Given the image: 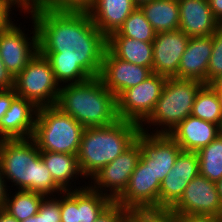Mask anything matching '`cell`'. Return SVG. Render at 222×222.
I'll use <instances>...</instances> for the list:
<instances>
[{"label": "cell", "instance_id": "obj_42", "mask_svg": "<svg viewBox=\"0 0 222 222\" xmlns=\"http://www.w3.org/2000/svg\"><path fill=\"white\" fill-rule=\"evenodd\" d=\"M0 222H19V221L2 208L0 209Z\"/></svg>", "mask_w": 222, "mask_h": 222}, {"label": "cell", "instance_id": "obj_28", "mask_svg": "<svg viewBox=\"0 0 222 222\" xmlns=\"http://www.w3.org/2000/svg\"><path fill=\"white\" fill-rule=\"evenodd\" d=\"M113 200L89 186L78 189V216L79 222H95L100 213Z\"/></svg>", "mask_w": 222, "mask_h": 222}, {"label": "cell", "instance_id": "obj_14", "mask_svg": "<svg viewBox=\"0 0 222 222\" xmlns=\"http://www.w3.org/2000/svg\"><path fill=\"white\" fill-rule=\"evenodd\" d=\"M135 141L141 149L140 158L151 159V171L160 182L175 164L182 151L169 134H152L140 131Z\"/></svg>", "mask_w": 222, "mask_h": 222}, {"label": "cell", "instance_id": "obj_23", "mask_svg": "<svg viewBox=\"0 0 222 222\" xmlns=\"http://www.w3.org/2000/svg\"><path fill=\"white\" fill-rule=\"evenodd\" d=\"M107 49L119 59L152 69L153 45L128 37H107Z\"/></svg>", "mask_w": 222, "mask_h": 222}, {"label": "cell", "instance_id": "obj_31", "mask_svg": "<svg viewBox=\"0 0 222 222\" xmlns=\"http://www.w3.org/2000/svg\"><path fill=\"white\" fill-rule=\"evenodd\" d=\"M129 215L136 222H177V214L170 208L134 209Z\"/></svg>", "mask_w": 222, "mask_h": 222}, {"label": "cell", "instance_id": "obj_12", "mask_svg": "<svg viewBox=\"0 0 222 222\" xmlns=\"http://www.w3.org/2000/svg\"><path fill=\"white\" fill-rule=\"evenodd\" d=\"M170 209L175 214L222 217V204L215 183L200 174L188 183L180 199Z\"/></svg>", "mask_w": 222, "mask_h": 222}, {"label": "cell", "instance_id": "obj_33", "mask_svg": "<svg viewBox=\"0 0 222 222\" xmlns=\"http://www.w3.org/2000/svg\"><path fill=\"white\" fill-rule=\"evenodd\" d=\"M212 54L208 64V84L222 74V25L212 34Z\"/></svg>", "mask_w": 222, "mask_h": 222}, {"label": "cell", "instance_id": "obj_29", "mask_svg": "<svg viewBox=\"0 0 222 222\" xmlns=\"http://www.w3.org/2000/svg\"><path fill=\"white\" fill-rule=\"evenodd\" d=\"M156 32L139 7H136L117 32L108 37H128L144 42H153Z\"/></svg>", "mask_w": 222, "mask_h": 222}, {"label": "cell", "instance_id": "obj_17", "mask_svg": "<svg viewBox=\"0 0 222 222\" xmlns=\"http://www.w3.org/2000/svg\"><path fill=\"white\" fill-rule=\"evenodd\" d=\"M179 29L189 38L212 35L220 26L208 0H178Z\"/></svg>", "mask_w": 222, "mask_h": 222}, {"label": "cell", "instance_id": "obj_16", "mask_svg": "<svg viewBox=\"0 0 222 222\" xmlns=\"http://www.w3.org/2000/svg\"><path fill=\"white\" fill-rule=\"evenodd\" d=\"M189 37L180 29L156 33L153 45L154 74L174 77L178 73L181 57L189 42Z\"/></svg>", "mask_w": 222, "mask_h": 222}, {"label": "cell", "instance_id": "obj_45", "mask_svg": "<svg viewBox=\"0 0 222 222\" xmlns=\"http://www.w3.org/2000/svg\"><path fill=\"white\" fill-rule=\"evenodd\" d=\"M215 185H216V189L218 191L219 199L222 204V178L218 182H216Z\"/></svg>", "mask_w": 222, "mask_h": 222}, {"label": "cell", "instance_id": "obj_19", "mask_svg": "<svg viewBox=\"0 0 222 222\" xmlns=\"http://www.w3.org/2000/svg\"><path fill=\"white\" fill-rule=\"evenodd\" d=\"M212 48V35L190 38L181 57L178 73L174 77L194 79L208 84V64Z\"/></svg>", "mask_w": 222, "mask_h": 222}, {"label": "cell", "instance_id": "obj_5", "mask_svg": "<svg viewBox=\"0 0 222 222\" xmlns=\"http://www.w3.org/2000/svg\"><path fill=\"white\" fill-rule=\"evenodd\" d=\"M203 85L204 83L194 79L167 78L160 98L150 116L140 125V131L170 134L191 115L195 97Z\"/></svg>", "mask_w": 222, "mask_h": 222}, {"label": "cell", "instance_id": "obj_34", "mask_svg": "<svg viewBox=\"0 0 222 222\" xmlns=\"http://www.w3.org/2000/svg\"><path fill=\"white\" fill-rule=\"evenodd\" d=\"M61 222H79L78 190L60 193Z\"/></svg>", "mask_w": 222, "mask_h": 222}, {"label": "cell", "instance_id": "obj_24", "mask_svg": "<svg viewBox=\"0 0 222 222\" xmlns=\"http://www.w3.org/2000/svg\"><path fill=\"white\" fill-rule=\"evenodd\" d=\"M139 8L156 33L179 29L178 0H151Z\"/></svg>", "mask_w": 222, "mask_h": 222}, {"label": "cell", "instance_id": "obj_13", "mask_svg": "<svg viewBox=\"0 0 222 222\" xmlns=\"http://www.w3.org/2000/svg\"><path fill=\"white\" fill-rule=\"evenodd\" d=\"M152 74L151 68L123 61L106 48L98 77L103 85L118 97L123 91L137 86Z\"/></svg>", "mask_w": 222, "mask_h": 222}, {"label": "cell", "instance_id": "obj_8", "mask_svg": "<svg viewBox=\"0 0 222 222\" xmlns=\"http://www.w3.org/2000/svg\"><path fill=\"white\" fill-rule=\"evenodd\" d=\"M31 19L30 36L21 24L11 21L0 32V58L10 73L16 77L38 53V34L34 20ZM33 27V28H32ZM22 28V29H21ZM24 29V30H23ZM29 35V36H28Z\"/></svg>", "mask_w": 222, "mask_h": 222}, {"label": "cell", "instance_id": "obj_46", "mask_svg": "<svg viewBox=\"0 0 222 222\" xmlns=\"http://www.w3.org/2000/svg\"><path fill=\"white\" fill-rule=\"evenodd\" d=\"M151 0H133L134 4L139 7L140 5L150 2Z\"/></svg>", "mask_w": 222, "mask_h": 222}, {"label": "cell", "instance_id": "obj_47", "mask_svg": "<svg viewBox=\"0 0 222 222\" xmlns=\"http://www.w3.org/2000/svg\"><path fill=\"white\" fill-rule=\"evenodd\" d=\"M122 222H136V221L128 214Z\"/></svg>", "mask_w": 222, "mask_h": 222}, {"label": "cell", "instance_id": "obj_3", "mask_svg": "<svg viewBox=\"0 0 222 222\" xmlns=\"http://www.w3.org/2000/svg\"><path fill=\"white\" fill-rule=\"evenodd\" d=\"M55 106L85 128L108 126L120 120L117 97L98 76L80 83L61 85Z\"/></svg>", "mask_w": 222, "mask_h": 222}, {"label": "cell", "instance_id": "obj_38", "mask_svg": "<svg viewBox=\"0 0 222 222\" xmlns=\"http://www.w3.org/2000/svg\"><path fill=\"white\" fill-rule=\"evenodd\" d=\"M177 222H222V217L214 215L177 214Z\"/></svg>", "mask_w": 222, "mask_h": 222}, {"label": "cell", "instance_id": "obj_44", "mask_svg": "<svg viewBox=\"0 0 222 222\" xmlns=\"http://www.w3.org/2000/svg\"><path fill=\"white\" fill-rule=\"evenodd\" d=\"M23 10L34 5L38 0H14Z\"/></svg>", "mask_w": 222, "mask_h": 222}, {"label": "cell", "instance_id": "obj_18", "mask_svg": "<svg viewBox=\"0 0 222 222\" xmlns=\"http://www.w3.org/2000/svg\"><path fill=\"white\" fill-rule=\"evenodd\" d=\"M38 108L22 97H16L0 123L1 139L32 138Z\"/></svg>", "mask_w": 222, "mask_h": 222}, {"label": "cell", "instance_id": "obj_48", "mask_svg": "<svg viewBox=\"0 0 222 222\" xmlns=\"http://www.w3.org/2000/svg\"><path fill=\"white\" fill-rule=\"evenodd\" d=\"M220 100L221 109H222V91H216Z\"/></svg>", "mask_w": 222, "mask_h": 222}, {"label": "cell", "instance_id": "obj_25", "mask_svg": "<svg viewBox=\"0 0 222 222\" xmlns=\"http://www.w3.org/2000/svg\"><path fill=\"white\" fill-rule=\"evenodd\" d=\"M11 190L13 189L8 191L3 209L19 222L35 216L39 211L41 202L46 197L43 194L28 190H15V194Z\"/></svg>", "mask_w": 222, "mask_h": 222}, {"label": "cell", "instance_id": "obj_36", "mask_svg": "<svg viewBox=\"0 0 222 222\" xmlns=\"http://www.w3.org/2000/svg\"><path fill=\"white\" fill-rule=\"evenodd\" d=\"M23 11V9L14 1V0H0V32L12 21L15 19L13 16V10ZM13 18V19H11Z\"/></svg>", "mask_w": 222, "mask_h": 222}, {"label": "cell", "instance_id": "obj_26", "mask_svg": "<svg viewBox=\"0 0 222 222\" xmlns=\"http://www.w3.org/2000/svg\"><path fill=\"white\" fill-rule=\"evenodd\" d=\"M192 116L222 126V109L216 90L210 84H204L198 91Z\"/></svg>", "mask_w": 222, "mask_h": 222}, {"label": "cell", "instance_id": "obj_1", "mask_svg": "<svg viewBox=\"0 0 222 222\" xmlns=\"http://www.w3.org/2000/svg\"><path fill=\"white\" fill-rule=\"evenodd\" d=\"M22 13L34 20L38 52L49 61L60 86L99 76L107 37L94 25L88 12L28 6Z\"/></svg>", "mask_w": 222, "mask_h": 222}, {"label": "cell", "instance_id": "obj_2", "mask_svg": "<svg viewBox=\"0 0 222 222\" xmlns=\"http://www.w3.org/2000/svg\"><path fill=\"white\" fill-rule=\"evenodd\" d=\"M0 165L6 183L14 190H28L45 196L64 192L53 180L32 139H1Z\"/></svg>", "mask_w": 222, "mask_h": 222}, {"label": "cell", "instance_id": "obj_37", "mask_svg": "<svg viewBox=\"0 0 222 222\" xmlns=\"http://www.w3.org/2000/svg\"><path fill=\"white\" fill-rule=\"evenodd\" d=\"M17 97L15 89L0 90V123L5 113Z\"/></svg>", "mask_w": 222, "mask_h": 222}, {"label": "cell", "instance_id": "obj_43", "mask_svg": "<svg viewBox=\"0 0 222 222\" xmlns=\"http://www.w3.org/2000/svg\"><path fill=\"white\" fill-rule=\"evenodd\" d=\"M210 85L216 90V91H222V74H220L218 77H216Z\"/></svg>", "mask_w": 222, "mask_h": 222}, {"label": "cell", "instance_id": "obj_6", "mask_svg": "<svg viewBox=\"0 0 222 222\" xmlns=\"http://www.w3.org/2000/svg\"><path fill=\"white\" fill-rule=\"evenodd\" d=\"M85 127L56 106L37 111L32 139L39 151L77 155Z\"/></svg>", "mask_w": 222, "mask_h": 222}, {"label": "cell", "instance_id": "obj_39", "mask_svg": "<svg viewBox=\"0 0 222 222\" xmlns=\"http://www.w3.org/2000/svg\"><path fill=\"white\" fill-rule=\"evenodd\" d=\"M15 85V77L6 68L0 58V90L13 89Z\"/></svg>", "mask_w": 222, "mask_h": 222}, {"label": "cell", "instance_id": "obj_32", "mask_svg": "<svg viewBox=\"0 0 222 222\" xmlns=\"http://www.w3.org/2000/svg\"><path fill=\"white\" fill-rule=\"evenodd\" d=\"M94 0H38L32 7L53 11L87 12Z\"/></svg>", "mask_w": 222, "mask_h": 222}, {"label": "cell", "instance_id": "obj_10", "mask_svg": "<svg viewBox=\"0 0 222 222\" xmlns=\"http://www.w3.org/2000/svg\"><path fill=\"white\" fill-rule=\"evenodd\" d=\"M140 154V146L135 141L116 159L96 172L88 180V186L115 201L126 189Z\"/></svg>", "mask_w": 222, "mask_h": 222}, {"label": "cell", "instance_id": "obj_20", "mask_svg": "<svg viewBox=\"0 0 222 222\" xmlns=\"http://www.w3.org/2000/svg\"><path fill=\"white\" fill-rule=\"evenodd\" d=\"M220 133L221 128L218 125L190 115L169 135L181 147L182 151L197 152L207 146Z\"/></svg>", "mask_w": 222, "mask_h": 222}, {"label": "cell", "instance_id": "obj_15", "mask_svg": "<svg viewBox=\"0 0 222 222\" xmlns=\"http://www.w3.org/2000/svg\"><path fill=\"white\" fill-rule=\"evenodd\" d=\"M199 174L198 154L181 151L174 166L161 182L159 208H171L180 199L188 183Z\"/></svg>", "mask_w": 222, "mask_h": 222}, {"label": "cell", "instance_id": "obj_4", "mask_svg": "<svg viewBox=\"0 0 222 222\" xmlns=\"http://www.w3.org/2000/svg\"><path fill=\"white\" fill-rule=\"evenodd\" d=\"M140 133V125L118 120L108 126L87 127L81 137L77 154L81 173L90 180L102 167L121 155Z\"/></svg>", "mask_w": 222, "mask_h": 222}, {"label": "cell", "instance_id": "obj_41", "mask_svg": "<svg viewBox=\"0 0 222 222\" xmlns=\"http://www.w3.org/2000/svg\"><path fill=\"white\" fill-rule=\"evenodd\" d=\"M208 1L214 17L222 25V0H208Z\"/></svg>", "mask_w": 222, "mask_h": 222}, {"label": "cell", "instance_id": "obj_21", "mask_svg": "<svg viewBox=\"0 0 222 222\" xmlns=\"http://www.w3.org/2000/svg\"><path fill=\"white\" fill-rule=\"evenodd\" d=\"M136 7L133 0H94L87 12L94 25L108 37L118 31Z\"/></svg>", "mask_w": 222, "mask_h": 222}, {"label": "cell", "instance_id": "obj_35", "mask_svg": "<svg viewBox=\"0 0 222 222\" xmlns=\"http://www.w3.org/2000/svg\"><path fill=\"white\" fill-rule=\"evenodd\" d=\"M129 211L118 202L112 201L98 216L95 222H122Z\"/></svg>", "mask_w": 222, "mask_h": 222}, {"label": "cell", "instance_id": "obj_30", "mask_svg": "<svg viewBox=\"0 0 222 222\" xmlns=\"http://www.w3.org/2000/svg\"><path fill=\"white\" fill-rule=\"evenodd\" d=\"M22 222H61L60 194L46 196L40 204L38 213Z\"/></svg>", "mask_w": 222, "mask_h": 222}, {"label": "cell", "instance_id": "obj_27", "mask_svg": "<svg viewBox=\"0 0 222 222\" xmlns=\"http://www.w3.org/2000/svg\"><path fill=\"white\" fill-rule=\"evenodd\" d=\"M196 153L199 157L200 175L211 182H218L222 178V134Z\"/></svg>", "mask_w": 222, "mask_h": 222}, {"label": "cell", "instance_id": "obj_11", "mask_svg": "<svg viewBox=\"0 0 222 222\" xmlns=\"http://www.w3.org/2000/svg\"><path fill=\"white\" fill-rule=\"evenodd\" d=\"M160 186L151 171V159L139 158L126 189L115 201L128 211L159 208Z\"/></svg>", "mask_w": 222, "mask_h": 222}, {"label": "cell", "instance_id": "obj_22", "mask_svg": "<svg viewBox=\"0 0 222 222\" xmlns=\"http://www.w3.org/2000/svg\"><path fill=\"white\" fill-rule=\"evenodd\" d=\"M41 158L51 173L54 182L65 192L82 189L88 186L87 182L83 186H76L75 181L84 179L81 173L77 155L69 153L40 151ZM74 182V183H72ZM74 184V185H73Z\"/></svg>", "mask_w": 222, "mask_h": 222}, {"label": "cell", "instance_id": "obj_40", "mask_svg": "<svg viewBox=\"0 0 222 222\" xmlns=\"http://www.w3.org/2000/svg\"><path fill=\"white\" fill-rule=\"evenodd\" d=\"M8 189H10V186H8V184L6 183V180L4 179L1 165H0V209L4 208L5 206L6 198L9 191Z\"/></svg>", "mask_w": 222, "mask_h": 222}, {"label": "cell", "instance_id": "obj_9", "mask_svg": "<svg viewBox=\"0 0 222 222\" xmlns=\"http://www.w3.org/2000/svg\"><path fill=\"white\" fill-rule=\"evenodd\" d=\"M167 77L152 74L142 83L123 91L117 97L120 119L141 125L152 113Z\"/></svg>", "mask_w": 222, "mask_h": 222}, {"label": "cell", "instance_id": "obj_7", "mask_svg": "<svg viewBox=\"0 0 222 222\" xmlns=\"http://www.w3.org/2000/svg\"><path fill=\"white\" fill-rule=\"evenodd\" d=\"M14 89L18 97L40 108L56 105L60 84L54 77L49 61L38 52L15 77Z\"/></svg>", "mask_w": 222, "mask_h": 222}]
</instances>
